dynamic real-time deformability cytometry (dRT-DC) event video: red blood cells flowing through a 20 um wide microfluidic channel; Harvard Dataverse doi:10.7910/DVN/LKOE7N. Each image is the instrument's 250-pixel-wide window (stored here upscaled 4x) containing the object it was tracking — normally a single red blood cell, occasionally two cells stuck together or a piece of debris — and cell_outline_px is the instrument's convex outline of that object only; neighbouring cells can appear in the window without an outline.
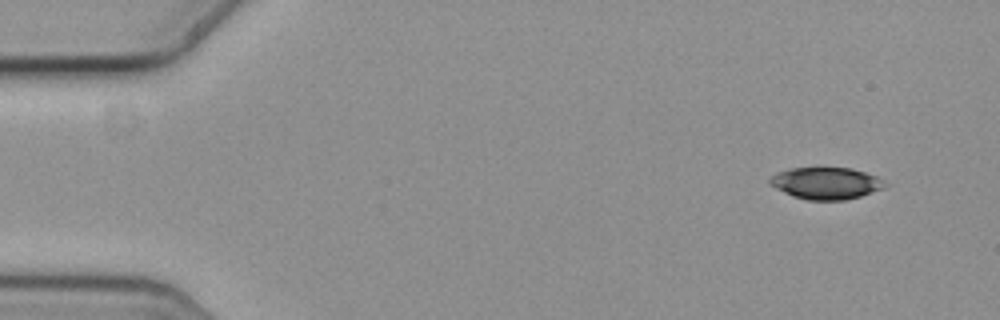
{"species": "common noctule bat (a hibernating species)", "species_latin": "Nyctalus noctula", "temperature_condition": "cold", "stored_images_in_passage": 54, "camera_frame_rate_fps": 3000, "um_per_image_px": 0.085, "animal": {"sex": "female", "body_mass_g": 19.3, "forearm_length_mm": 54.1}, "frame": {"image": 1, "passage_image": 1, "time_ms": 0.0, "image_size_px": [1000, 320], "cell_outline_px": [[888, 184], [884, 188], [860, 196], [844, 200], [808, 200], [792, 196], [776, 188], [768, 180], [776, 172], [792, 168], [852, 168], [876, 176], [884, 180]], "centroid_in_image_um": [70.23, 15.57], "position_along_channel_um": 14.8, "area_um2": 21.27}}
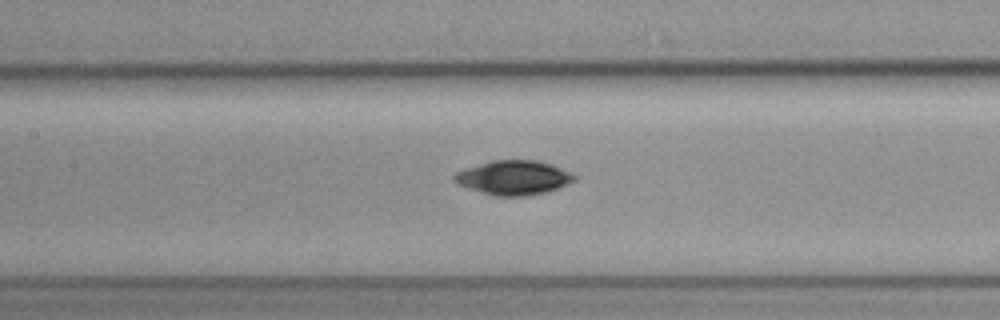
{"frame": {"image": 2, "passage_image": 23, "time_ms": 7.333, "image_size_px": [1000, 320], "cell_outline_px": [[576, 180], [548, 192], [524, 196], [492, 196], [460, 184], [452, 180], [452, 176], [456, 172], [464, 168], [492, 160], [536, 160], [552, 164], [576, 176]], "centroid_in_image_um": [43.64, 15.1], "position_along_channel_um": 163.8, "area_um2": 23.93}}
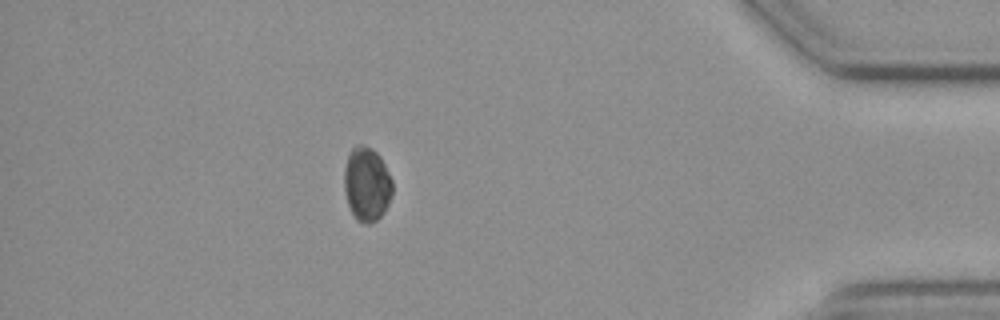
{"frame": {"image": 3, "passage_image": 47, "time_ms": 15.333, "image_size_px": [1000, 320], "cell_outline_px": [[392, 192], [388, 204], [384, 212], [376, 220], [368, 224], [364, 224], [356, 220], [352, 216], [344, 192], [344, 168], [348, 152], [356, 144], [364, 144], [372, 148], [380, 156], [392, 180]], "centroid_in_image_um": [31.15, 15.64], "position_along_channel_um": 404.1, "area_um2": 21.15}, "authors_computed_cell_mechanics": {"area_um2": 22.6287, "velocity_mm_per_s": 3.6119, "shape_relaxation_time_tau1_ms": 3.8686, "shape_relaxation_time_tau2_ms": null, "deformation_change_tau1": 0.0973, "deformation_change_tau2": null}}